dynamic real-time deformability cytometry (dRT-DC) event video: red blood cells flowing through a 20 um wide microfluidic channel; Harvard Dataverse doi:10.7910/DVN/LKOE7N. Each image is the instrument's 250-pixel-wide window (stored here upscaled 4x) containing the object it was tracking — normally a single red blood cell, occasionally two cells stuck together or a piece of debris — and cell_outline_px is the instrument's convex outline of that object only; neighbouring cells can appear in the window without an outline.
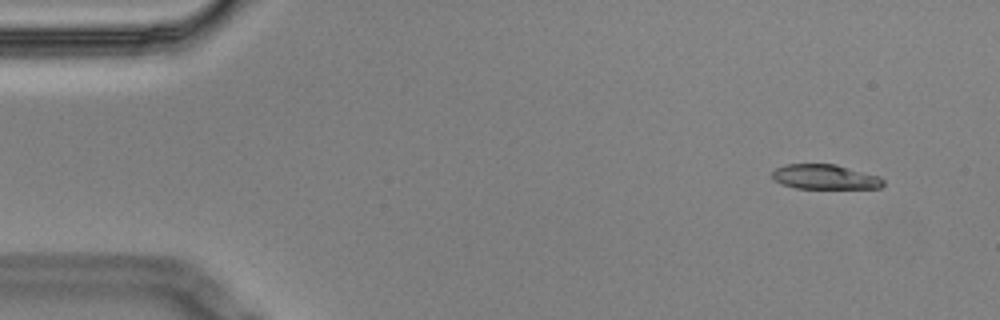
{"species": "Egyptian fruit bat (a non-hibernating species)", "species_latin": "Rousettus aegyptiacus", "temperature_condition": "cold", "stored_images_in_passage": 5, "camera_frame_rate_fps": 3000, "um_per_image_px": 0.085, "animal": {"sex": "male"}, "frame": {"image": 1, "passage_image": 2, "time_ms": 0.333, "image_size_px": [1000, 320], "cell_outline_px": [[884, 184], [880, 188], [796, 188], [780, 184], [772, 180], [772, 172], [776, 168], [784, 164], [836, 164], [880, 176], [884, 180]], "centroid_in_image_um": [70.1, 15.03], "position_along_channel_um": 14.9, "area_um2": 16.18}}